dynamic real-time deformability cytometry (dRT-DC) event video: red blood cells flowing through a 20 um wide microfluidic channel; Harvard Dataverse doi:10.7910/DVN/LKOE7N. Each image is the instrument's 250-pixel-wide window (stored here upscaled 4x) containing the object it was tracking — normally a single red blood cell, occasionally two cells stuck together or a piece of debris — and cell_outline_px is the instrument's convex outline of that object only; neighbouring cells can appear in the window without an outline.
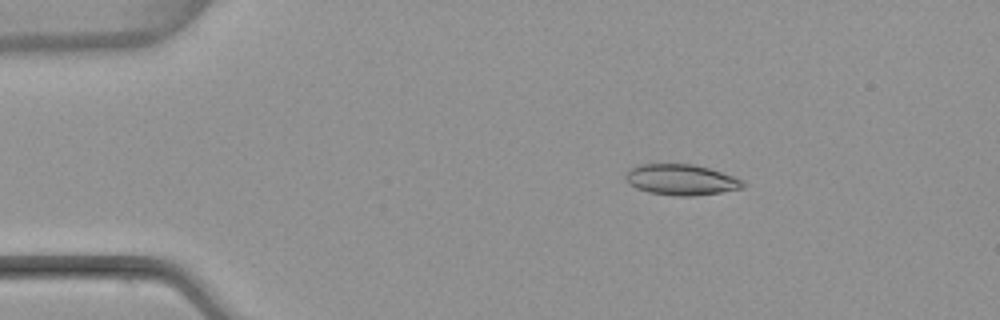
{"species": "common noctule bat (a hibernating species)", "species_latin": "Nyctalus noctula", "temperature_condition": "warm", "stored_images_in_passage": 4, "camera_frame_rate_fps": 3000, "um_per_image_px": 0.085, "animal": {"sex": "female", "body_mass_g": 22.7, "forearm_length_mm": 54.2}, "frame": {"image": 1, "passage_image": 2, "time_ms": 1.0, "image_size_px": [1000, 320], "cell_outline_px": [[744, 188], [720, 192], [692, 196], [676, 196], [648, 192], [636, 188], [628, 184], [624, 176], [628, 168], [640, 164], [692, 164], [708, 168], [744, 180]], "centroid_in_image_um": [57.85, 15.27], "position_along_channel_um": 27.2, "area_um2": 21.1}}